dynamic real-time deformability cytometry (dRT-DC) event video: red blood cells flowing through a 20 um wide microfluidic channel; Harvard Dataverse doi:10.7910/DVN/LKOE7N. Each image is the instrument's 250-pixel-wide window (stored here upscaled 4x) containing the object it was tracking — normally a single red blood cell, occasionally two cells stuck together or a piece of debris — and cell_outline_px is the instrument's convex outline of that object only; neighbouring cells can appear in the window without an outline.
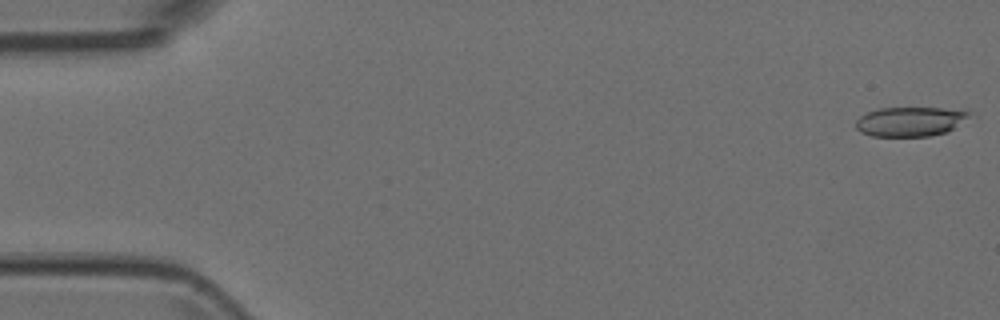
{"species": "Egyptian fruit bat (a non-hibernating species)", "species_latin": "Rousettus aegyptiacus", "temperature_condition": "room temperature", "stored_images_in_passage": 2, "camera_frame_rate_fps": 3000, "um_per_image_px": 0.085, "animal": {"sex": "female"}, "frame": {"image": 1, "passage_image": 2, "time_ms": 0.333, "image_size_px": [1000, 320], "cell_outline_px": [[972, 112], [968, 116], [948, 132], [928, 136], [872, 136], [860, 132], [856, 128], [856, 120], [860, 116], [868, 112], [880, 108], [968, 108]], "centroid_in_image_um": [77.4, 10.32], "position_along_channel_um": 7.6, "area_um2": 19.59}}